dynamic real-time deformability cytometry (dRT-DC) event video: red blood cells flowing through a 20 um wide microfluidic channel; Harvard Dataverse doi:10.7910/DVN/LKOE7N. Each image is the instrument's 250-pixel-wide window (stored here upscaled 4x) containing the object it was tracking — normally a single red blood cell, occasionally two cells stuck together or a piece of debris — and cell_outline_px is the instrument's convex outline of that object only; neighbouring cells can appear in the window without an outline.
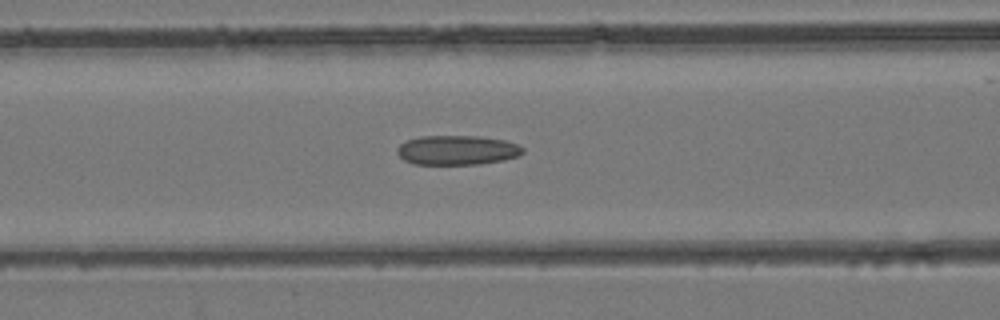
{"species": "common noctule bat (a hibernating species)", "species_latin": "Nyctalus noctula", "temperature_condition": "room temperature", "stored_images_in_passage": 47, "camera_frame_rate_fps": 3000, "um_per_image_px": 0.085, "animal": {"sex": "female", "body_mass_g": 24.6, "forearm_length_mm": 56.2}, "frame": {"image": 1, "passage_image": 20, "time_ms": 6.333, "image_size_px": [1000, 320], "cell_outline_px": [[524, 152], [516, 156], [504, 160], [480, 164], [412, 164], [404, 160], [396, 152], [396, 148], [400, 144], [408, 140], [420, 136], [480, 136], [504, 140], [516, 144], [524, 148]], "centroid_in_image_um": [38.84, 12.76], "position_along_channel_um": 127.8, "area_um2": 21.62}}
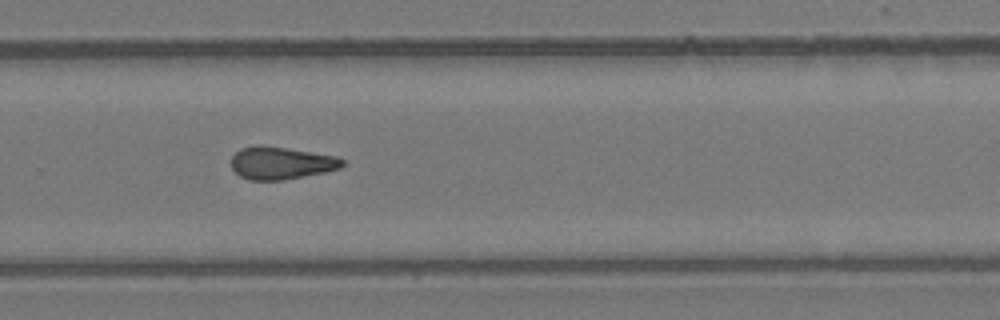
{"frame": {"image": 2, "passage_image": 32, "time_ms": 10.333, "image_size_px": [1000, 320], "cell_outline_px": [[344, 164], [340, 168], [324, 172], [284, 180], [248, 180], [240, 176], [232, 168], [232, 156], [240, 148], [256, 144], [260, 144], [288, 148], [336, 156], [344, 160]], "centroid_in_image_um": [23.87, 13.84], "position_along_channel_um": 305.9, "area_um2": 21.15}}
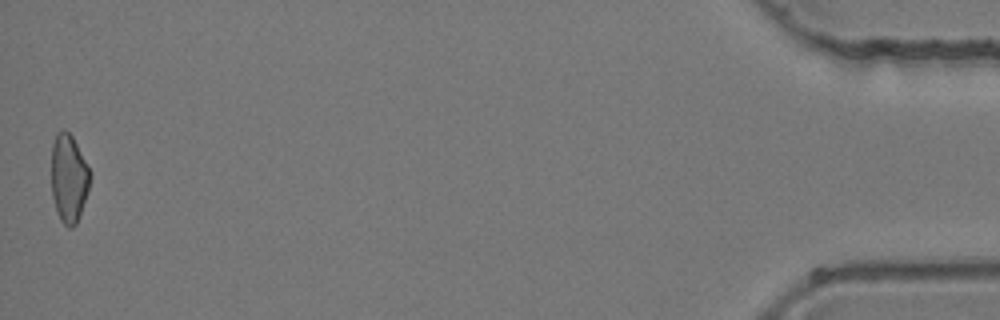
{"frame": {"image": 3, "passage_image": 47, "time_ms": 15.333, "image_size_px": [1000, 320], "cell_outline_px": [[92, 176], [88, 192], [76, 224], [72, 228], [68, 228], [60, 220], [52, 196], [52, 144], [56, 132], [64, 128], [72, 136], [92, 172]], "centroid_in_image_um": [5.86, 15.13], "position_along_channel_um": 429.3, "area_um2": 20.06}}